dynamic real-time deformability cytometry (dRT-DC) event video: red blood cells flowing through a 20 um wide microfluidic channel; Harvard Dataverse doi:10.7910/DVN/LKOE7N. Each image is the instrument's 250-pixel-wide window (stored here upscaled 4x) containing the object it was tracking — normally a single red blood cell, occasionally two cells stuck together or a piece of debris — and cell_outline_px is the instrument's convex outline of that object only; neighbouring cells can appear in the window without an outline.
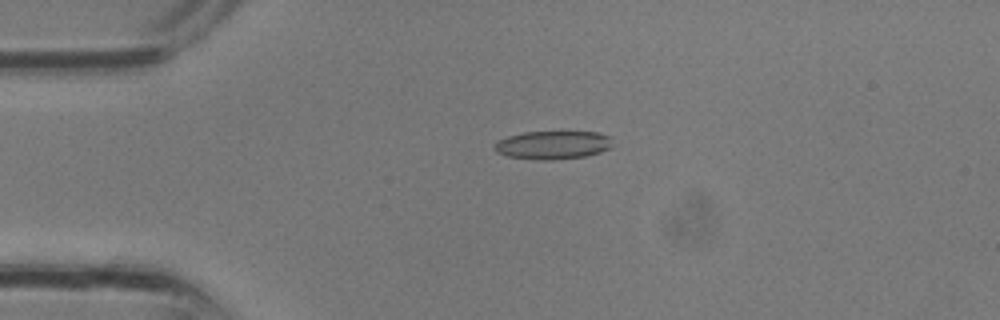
{"species": "common noctule bat (a hibernating species)", "species_latin": "Nyctalus noctula", "temperature_condition": "room temperature", "stored_images_in_passage": 28, "camera_frame_rate_fps": 3000, "um_per_image_px": 0.085, "animal": {"sex": "male", "body_mass_g": 13.3}, "frame": {"image": 1, "passage_image": 3, "time_ms": 0.667, "image_size_px": [1000, 320], "cell_outline_px": [[612, 148], [588, 156], [552, 160], [536, 160], [508, 156], [496, 152], [492, 148], [500, 140], [508, 136], [524, 132], [596, 132], [612, 136]], "centroid_in_image_um": [47.04, 12.33], "position_along_channel_um": 38.0, "area_um2": 19.65}}
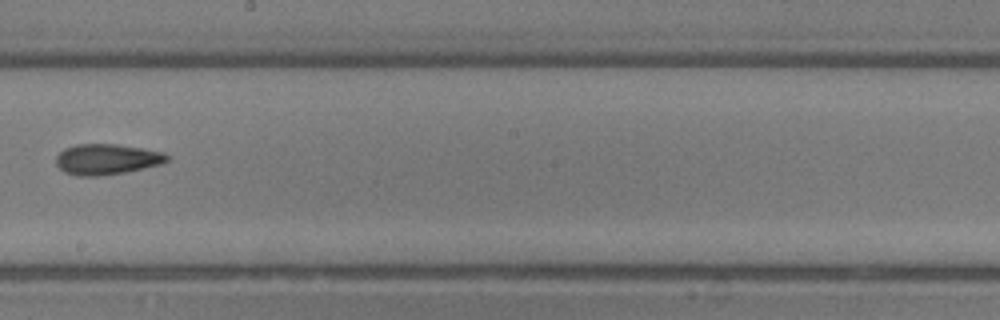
{"frame": {"image": 2, "passage_image": 14, "time_ms": 4.333, "image_size_px": [1000, 320], "cell_outline_px": [[168, 160], [160, 164], [144, 168], [124, 172], [100, 176], [76, 176], [64, 172], [56, 164], [56, 156], [64, 148], [76, 144], [116, 144], [164, 152], [168, 156]], "centroid_in_image_um": [9.04, 13.54], "position_along_channel_um": 239.2, "area_um2": 19.77}}
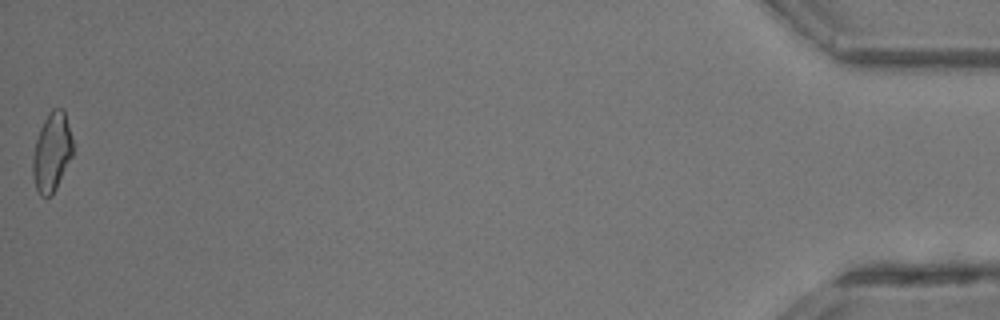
{"frame": {"image": 3, "passage_image": 28, "time_ms": 9.0, "image_size_px": [1000, 320], "cell_outline_px": [[72, 156], [52, 196], [40, 196], [36, 188], [32, 172], [32, 156], [36, 140], [40, 128], [48, 112], [52, 108], [64, 108], [72, 140]], "centroid_in_image_um": [4.39, 12.92], "position_along_channel_um": 430.8, "area_um2": 18.38}}